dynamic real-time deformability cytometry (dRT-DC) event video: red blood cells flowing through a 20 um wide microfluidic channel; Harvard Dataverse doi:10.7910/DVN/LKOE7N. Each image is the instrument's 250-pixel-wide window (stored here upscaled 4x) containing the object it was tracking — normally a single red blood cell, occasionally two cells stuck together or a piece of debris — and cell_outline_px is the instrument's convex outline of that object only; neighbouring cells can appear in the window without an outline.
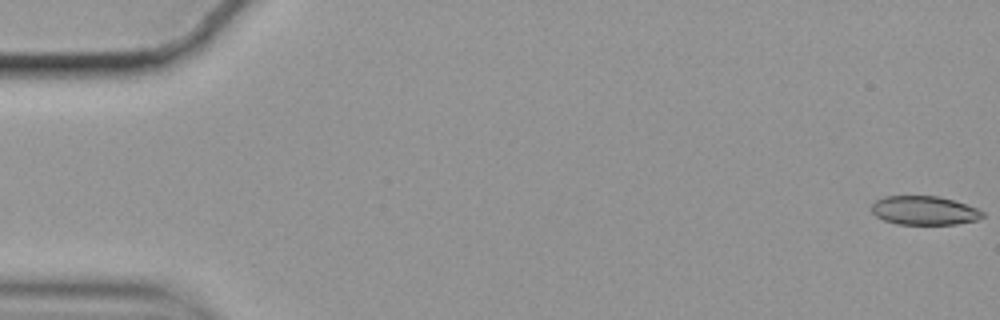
{"species": "common noctule bat (a hibernating species)", "species_latin": "Nyctalus noctula", "temperature_condition": "cold", "stored_images_in_passage": 57, "camera_frame_rate_fps": 3000, "um_per_image_px": 0.085, "animal": {"sex": "female", "body_mass_g": 19.9}, "frame": {"image": 1, "passage_image": 1, "time_ms": 0.0, "image_size_px": [1000, 320], "cell_outline_px": [[984, 216], [976, 220], [956, 224], [896, 224], [884, 220], [876, 216], [872, 212], [872, 204], [876, 200], [884, 196], [936, 196], [952, 200], [976, 208], [984, 212]], "centroid_in_image_um": [78.54, 17.89], "position_along_channel_um": 6.5, "area_um2": 18.5}}
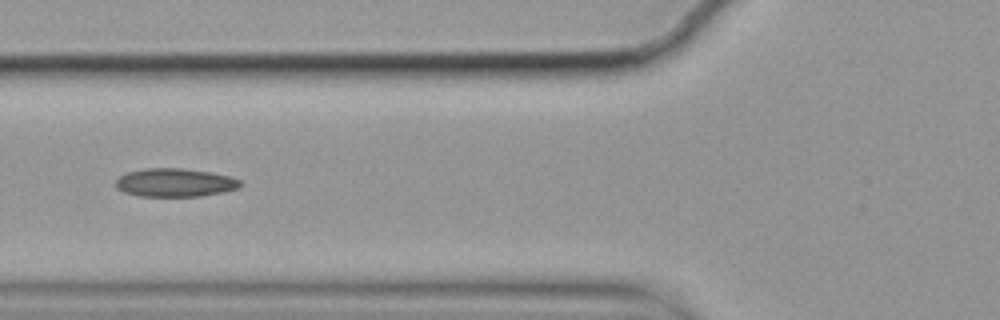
{"frame": {"image": 2, "passage_image": 22, "time_ms": 7.0, "image_size_px": [1000, 320], "cell_outline_px": [[244, 184], [240, 188], [224, 192], [200, 196], [140, 196], [124, 192], [116, 188], [116, 180], [120, 176], [128, 172], [144, 168], [184, 168], [212, 172], [228, 176], [240, 180]], "centroid_in_image_um": [14.91, 15.52], "position_along_channel_um": 110.9, "area_um2": 20.75}}
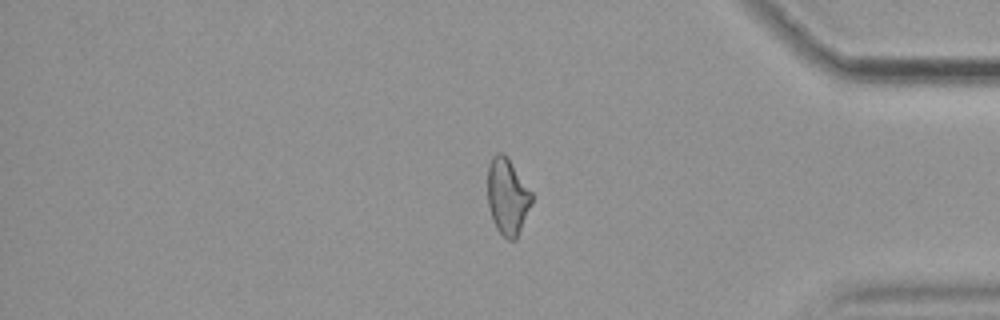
{"frame": {"image": 3, "passage_image": 48, "time_ms": 15.667, "image_size_px": [1000, 320], "cell_outline_px": [[532, 204], [516, 240], [508, 240], [496, 228], [492, 220], [488, 204], [488, 164], [492, 156], [496, 152], [504, 152], [508, 156], [532, 192]], "centroid_in_image_um": [43.13, 16.67], "position_along_channel_um": 392.1, "area_um2": 19.94}, "authors_computed_cell_mechanics": {"area_um2": 20.2878, "velocity_mm_per_s": 3.527, "shape_relaxation_time_tau1_ms": null, "shape_relaxation_time_tau2_ms": 4.1513, "deformation_change_tau1": null, "deformation_change_tau2": 0.1069}}